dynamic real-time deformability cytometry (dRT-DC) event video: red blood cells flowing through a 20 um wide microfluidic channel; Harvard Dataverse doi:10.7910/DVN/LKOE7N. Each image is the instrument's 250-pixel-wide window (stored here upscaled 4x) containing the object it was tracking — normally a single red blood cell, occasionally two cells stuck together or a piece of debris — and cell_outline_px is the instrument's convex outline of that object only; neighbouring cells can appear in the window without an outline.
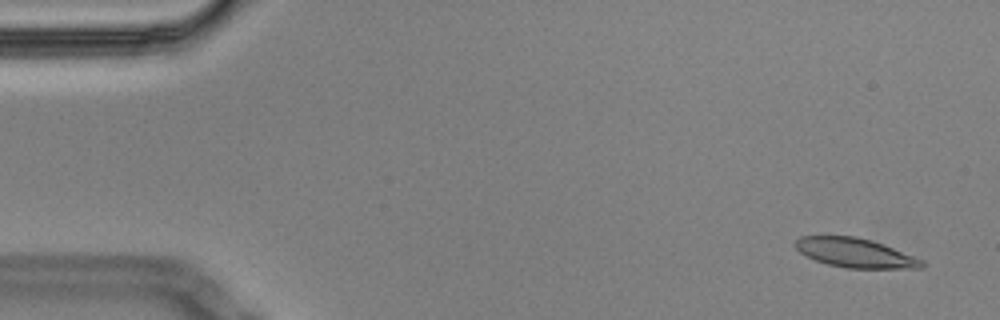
{"species": "Egyptian fruit bat (a non-hibernating species)", "species_latin": "Rousettus aegyptiacus", "temperature_condition": "cold", "stored_images_in_passage": 57, "camera_frame_rate_fps": 3000, "um_per_image_px": 0.085, "animal": {"sex": "male"}, "frame": {"image": 1, "passage_image": 3, "time_ms": 0.667, "image_size_px": [1000, 320], "cell_outline_px": [[924, 268], [848, 268], [828, 264], [816, 260], [800, 252], [792, 244], [800, 236], [856, 236], [872, 240], [924, 260]], "centroid_in_image_um": [72.68, 21.48], "position_along_channel_um": 12.3, "area_um2": 21.44}}
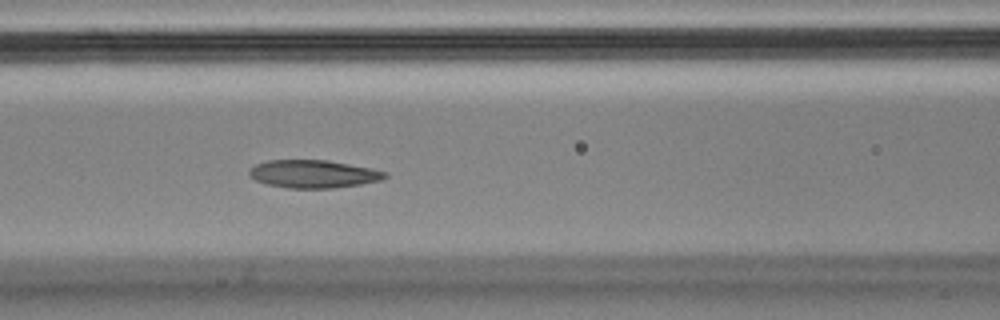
{"frame": {"image": 2, "passage_image": 24, "time_ms": 7.667, "image_size_px": [1000, 320], "cell_outline_px": [[388, 176], [380, 180], [360, 184], [332, 188], [288, 188], [264, 184], [256, 180], [248, 172], [256, 164], [268, 160], [328, 160], [372, 168], [388, 172]], "centroid_in_image_um": [26.66, 14.78], "position_along_channel_um": 139.9, "area_um2": 22.02}}
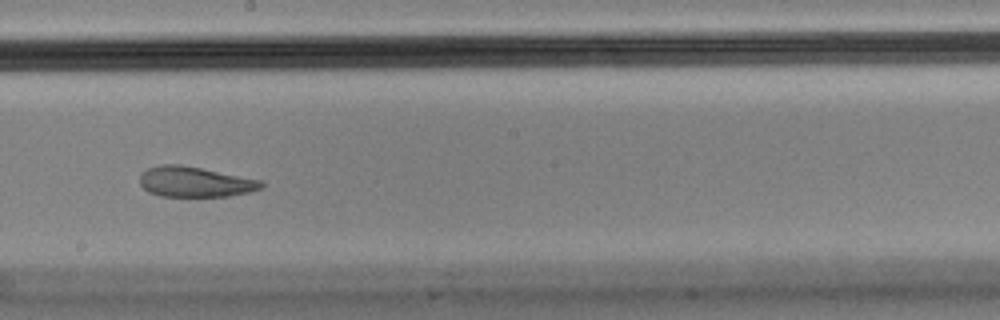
{"frame": {"image": 3, "passage_image": 32, "time_ms": 10.333, "image_size_px": [1000, 320], "cell_outline_px": [[264, 188], [248, 192], [228, 196], [160, 196], [148, 192], [140, 184], [140, 172], [148, 168], [160, 164], [180, 164], [264, 180]], "centroid_in_image_um": [16.58, 15.45], "position_along_channel_um": 231.6, "area_um2": 21.68}, "authors_computed_cell_mechanics": {"area_um2": 22.4842, "velocity_mm_per_s": 3.4467, "shape_relaxation_time_tau1_ms": null, "shape_relaxation_time_tau2_ms": 3.0126, "deformation_change_tau1": null, "deformation_change_tau2": 0.093}}